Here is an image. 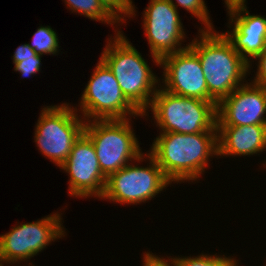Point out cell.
Wrapping results in <instances>:
<instances>
[{
	"label": "cell",
	"mask_w": 266,
	"mask_h": 266,
	"mask_svg": "<svg viewBox=\"0 0 266 266\" xmlns=\"http://www.w3.org/2000/svg\"><path fill=\"white\" fill-rule=\"evenodd\" d=\"M198 35L189 43V47L199 57L209 101L217 105L236 88L245 84L251 71L249 64L234 49L223 32L219 33L214 29L198 30Z\"/></svg>",
	"instance_id": "obj_2"
},
{
	"label": "cell",
	"mask_w": 266,
	"mask_h": 266,
	"mask_svg": "<svg viewBox=\"0 0 266 266\" xmlns=\"http://www.w3.org/2000/svg\"><path fill=\"white\" fill-rule=\"evenodd\" d=\"M262 165H263L264 168H266V161H265V164L263 163Z\"/></svg>",
	"instance_id": "obj_26"
},
{
	"label": "cell",
	"mask_w": 266,
	"mask_h": 266,
	"mask_svg": "<svg viewBox=\"0 0 266 266\" xmlns=\"http://www.w3.org/2000/svg\"><path fill=\"white\" fill-rule=\"evenodd\" d=\"M143 29L150 47V56L155 66L168 54L189 47H182L186 33L179 11L168 0H150L143 11Z\"/></svg>",
	"instance_id": "obj_10"
},
{
	"label": "cell",
	"mask_w": 266,
	"mask_h": 266,
	"mask_svg": "<svg viewBox=\"0 0 266 266\" xmlns=\"http://www.w3.org/2000/svg\"><path fill=\"white\" fill-rule=\"evenodd\" d=\"M254 60L257 61L255 63L257 64V71L255 73V77L250 81L256 85L266 88V47Z\"/></svg>",
	"instance_id": "obj_23"
},
{
	"label": "cell",
	"mask_w": 266,
	"mask_h": 266,
	"mask_svg": "<svg viewBox=\"0 0 266 266\" xmlns=\"http://www.w3.org/2000/svg\"><path fill=\"white\" fill-rule=\"evenodd\" d=\"M75 110L87 122L143 117L123 95L118 81L108 66L99 58ZM81 111V112H80Z\"/></svg>",
	"instance_id": "obj_8"
},
{
	"label": "cell",
	"mask_w": 266,
	"mask_h": 266,
	"mask_svg": "<svg viewBox=\"0 0 266 266\" xmlns=\"http://www.w3.org/2000/svg\"><path fill=\"white\" fill-rule=\"evenodd\" d=\"M70 103L43 106L35 126L34 142L40 153L58 168L66 161L86 121Z\"/></svg>",
	"instance_id": "obj_6"
},
{
	"label": "cell",
	"mask_w": 266,
	"mask_h": 266,
	"mask_svg": "<svg viewBox=\"0 0 266 266\" xmlns=\"http://www.w3.org/2000/svg\"><path fill=\"white\" fill-rule=\"evenodd\" d=\"M216 111L217 126L266 125V88L247 80L221 100Z\"/></svg>",
	"instance_id": "obj_13"
},
{
	"label": "cell",
	"mask_w": 266,
	"mask_h": 266,
	"mask_svg": "<svg viewBox=\"0 0 266 266\" xmlns=\"http://www.w3.org/2000/svg\"><path fill=\"white\" fill-rule=\"evenodd\" d=\"M59 168L69 176L68 194L72 197H103L107 178L100 169L95 147L84 132Z\"/></svg>",
	"instance_id": "obj_11"
},
{
	"label": "cell",
	"mask_w": 266,
	"mask_h": 266,
	"mask_svg": "<svg viewBox=\"0 0 266 266\" xmlns=\"http://www.w3.org/2000/svg\"><path fill=\"white\" fill-rule=\"evenodd\" d=\"M114 34V37L106 39L107 45L100 59L112 71L126 99L144 114L159 85H162L161 81L125 33L120 31Z\"/></svg>",
	"instance_id": "obj_3"
},
{
	"label": "cell",
	"mask_w": 266,
	"mask_h": 266,
	"mask_svg": "<svg viewBox=\"0 0 266 266\" xmlns=\"http://www.w3.org/2000/svg\"><path fill=\"white\" fill-rule=\"evenodd\" d=\"M143 259H142V266H177V263L174 259V257L167 256L165 259L164 256L154 255V253L151 252H144L143 253Z\"/></svg>",
	"instance_id": "obj_22"
},
{
	"label": "cell",
	"mask_w": 266,
	"mask_h": 266,
	"mask_svg": "<svg viewBox=\"0 0 266 266\" xmlns=\"http://www.w3.org/2000/svg\"><path fill=\"white\" fill-rule=\"evenodd\" d=\"M62 220V213L57 211L35 222H18L8 233L0 235V259L11 265L28 262L52 242L65 237Z\"/></svg>",
	"instance_id": "obj_9"
},
{
	"label": "cell",
	"mask_w": 266,
	"mask_h": 266,
	"mask_svg": "<svg viewBox=\"0 0 266 266\" xmlns=\"http://www.w3.org/2000/svg\"><path fill=\"white\" fill-rule=\"evenodd\" d=\"M131 119L90 120L85 123L84 133L95 147L100 169L106 178L144 153Z\"/></svg>",
	"instance_id": "obj_5"
},
{
	"label": "cell",
	"mask_w": 266,
	"mask_h": 266,
	"mask_svg": "<svg viewBox=\"0 0 266 266\" xmlns=\"http://www.w3.org/2000/svg\"><path fill=\"white\" fill-rule=\"evenodd\" d=\"M236 2H246L247 3L246 0H224V3H225L224 6H227L229 4L236 3Z\"/></svg>",
	"instance_id": "obj_24"
},
{
	"label": "cell",
	"mask_w": 266,
	"mask_h": 266,
	"mask_svg": "<svg viewBox=\"0 0 266 266\" xmlns=\"http://www.w3.org/2000/svg\"><path fill=\"white\" fill-rule=\"evenodd\" d=\"M67 9L88 19L99 21L102 24L113 26L115 33L122 31L118 26L121 25L99 2V0H64ZM118 24V25H117ZM116 26V27H115Z\"/></svg>",
	"instance_id": "obj_16"
},
{
	"label": "cell",
	"mask_w": 266,
	"mask_h": 266,
	"mask_svg": "<svg viewBox=\"0 0 266 266\" xmlns=\"http://www.w3.org/2000/svg\"><path fill=\"white\" fill-rule=\"evenodd\" d=\"M14 71L28 78L41 70L42 55L37 54L27 43L18 46L12 56Z\"/></svg>",
	"instance_id": "obj_17"
},
{
	"label": "cell",
	"mask_w": 266,
	"mask_h": 266,
	"mask_svg": "<svg viewBox=\"0 0 266 266\" xmlns=\"http://www.w3.org/2000/svg\"><path fill=\"white\" fill-rule=\"evenodd\" d=\"M6 263V264H10V263H7L6 261H4L3 259H0V266H3L4 264Z\"/></svg>",
	"instance_id": "obj_25"
},
{
	"label": "cell",
	"mask_w": 266,
	"mask_h": 266,
	"mask_svg": "<svg viewBox=\"0 0 266 266\" xmlns=\"http://www.w3.org/2000/svg\"><path fill=\"white\" fill-rule=\"evenodd\" d=\"M149 149L171 182H197L210 166V159L218 157V131L159 133Z\"/></svg>",
	"instance_id": "obj_1"
},
{
	"label": "cell",
	"mask_w": 266,
	"mask_h": 266,
	"mask_svg": "<svg viewBox=\"0 0 266 266\" xmlns=\"http://www.w3.org/2000/svg\"><path fill=\"white\" fill-rule=\"evenodd\" d=\"M163 85L167 92L209 101L205 75L198 55L187 47L160 59Z\"/></svg>",
	"instance_id": "obj_12"
},
{
	"label": "cell",
	"mask_w": 266,
	"mask_h": 266,
	"mask_svg": "<svg viewBox=\"0 0 266 266\" xmlns=\"http://www.w3.org/2000/svg\"><path fill=\"white\" fill-rule=\"evenodd\" d=\"M143 161L149 162L147 166H138L137 163ZM135 162L137 163L134 165ZM171 184L156 160L149 153H143L136 161L127 164L107 178L101 200H109L110 203L115 202L120 205H138L152 200L169 185L171 187Z\"/></svg>",
	"instance_id": "obj_7"
},
{
	"label": "cell",
	"mask_w": 266,
	"mask_h": 266,
	"mask_svg": "<svg viewBox=\"0 0 266 266\" xmlns=\"http://www.w3.org/2000/svg\"><path fill=\"white\" fill-rule=\"evenodd\" d=\"M225 7L229 16L227 27L230 29L224 35L251 69L253 60L266 47V17L251 15L246 2H236Z\"/></svg>",
	"instance_id": "obj_14"
},
{
	"label": "cell",
	"mask_w": 266,
	"mask_h": 266,
	"mask_svg": "<svg viewBox=\"0 0 266 266\" xmlns=\"http://www.w3.org/2000/svg\"><path fill=\"white\" fill-rule=\"evenodd\" d=\"M224 256V257H223ZM177 266H239V262L233 256L209 255L201 253L197 256H175Z\"/></svg>",
	"instance_id": "obj_19"
},
{
	"label": "cell",
	"mask_w": 266,
	"mask_h": 266,
	"mask_svg": "<svg viewBox=\"0 0 266 266\" xmlns=\"http://www.w3.org/2000/svg\"><path fill=\"white\" fill-rule=\"evenodd\" d=\"M218 159L266 151V125L217 126Z\"/></svg>",
	"instance_id": "obj_15"
},
{
	"label": "cell",
	"mask_w": 266,
	"mask_h": 266,
	"mask_svg": "<svg viewBox=\"0 0 266 266\" xmlns=\"http://www.w3.org/2000/svg\"><path fill=\"white\" fill-rule=\"evenodd\" d=\"M103 7L121 24L127 23L126 18L135 17V4L132 0H99Z\"/></svg>",
	"instance_id": "obj_21"
},
{
	"label": "cell",
	"mask_w": 266,
	"mask_h": 266,
	"mask_svg": "<svg viewBox=\"0 0 266 266\" xmlns=\"http://www.w3.org/2000/svg\"><path fill=\"white\" fill-rule=\"evenodd\" d=\"M216 104L212 101L184 97L159 87L148 110L151 111L159 133L193 134L217 130ZM150 109V110H149Z\"/></svg>",
	"instance_id": "obj_4"
},
{
	"label": "cell",
	"mask_w": 266,
	"mask_h": 266,
	"mask_svg": "<svg viewBox=\"0 0 266 266\" xmlns=\"http://www.w3.org/2000/svg\"><path fill=\"white\" fill-rule=\"evenodd\" d=\"M168 1H170L177 10L178 6H180L191 13L192 16L196 17V19L205 26H203V28L200 26L199 30L215 29L211 22L212 20H210L209 10L204 0H175V3L173 0Z\"/></svg>",
	"instance_id": "obj_20"
},
{
	"label": "cell",
	"mask_w": 266,
	"mask_h": 266,
	"mask_svg": "<svg viewBox=\"0 0 266 266\" xmlns=\"http://www.w3.org/2000/svg\"><path fill=\"white\" fill-rule=\"evenodd\" d=\"M58 34L51 26H39L28 45L39 55H59Z\"/></svg>",
	"instance_id": "obj_18"
}]
</instances>
